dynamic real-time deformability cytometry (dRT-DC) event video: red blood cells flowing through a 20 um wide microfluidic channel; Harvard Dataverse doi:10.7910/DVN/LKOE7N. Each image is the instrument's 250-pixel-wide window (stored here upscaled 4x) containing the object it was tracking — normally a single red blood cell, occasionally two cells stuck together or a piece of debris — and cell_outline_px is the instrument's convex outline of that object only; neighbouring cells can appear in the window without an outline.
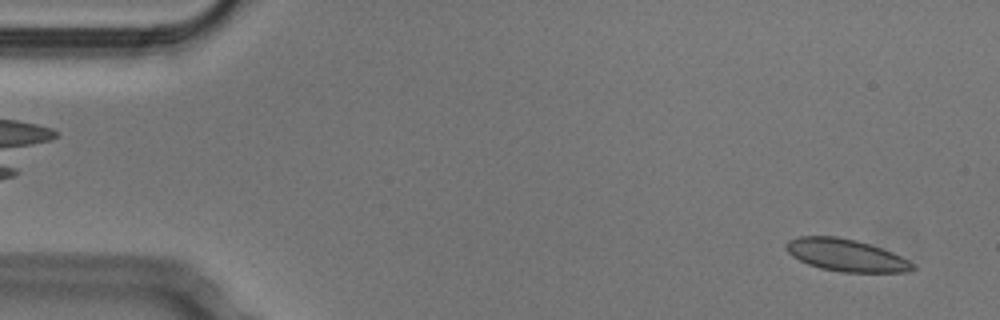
{"species": "Egyptian fruit bat (a non-hibernating species)", "species_latin": "Rousettus aegyptiacus", "temperature_condition": "cold", "stored_images_in_passage": 51, "camera_frame_rate_fps": 3000, "um_per_image_px": 0.085, "animal": {"sex": "male"}, "frame": {"image": 1, "passage_image": 2, "time_ms": 0.333, "image_size_px": [1000, 320], "cell_outline_px": [[916, 268], [904, 272], [840, 272], [820, 268], [808, 264], [792, 256], [784, 248], [784, 244], [788, 240], [800, 236], [836, 236], [856, 240], [892, 252], [916, 264]], "centroid_in_image_um": [71.88, 21.69], "position_along_channel_um": 13.1, "area_um2": 23.76}}
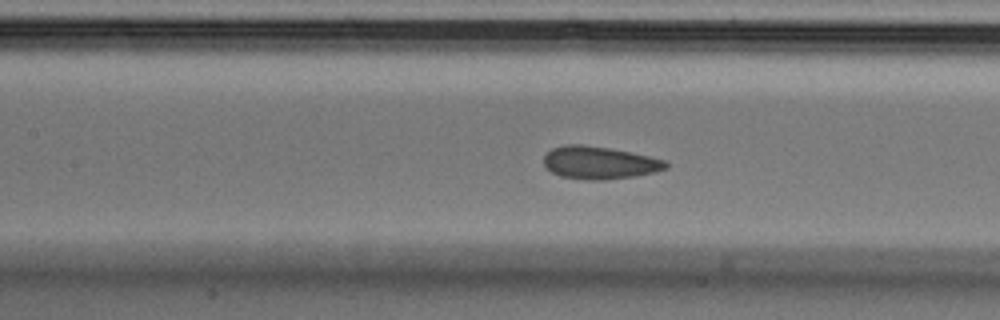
{"frame": {"image": 2, "passage_image": 22, "time_ms": 7.0, "image_size_px": [1000, 320], "cell_outline_px": [[668, 168], [656, 172], [636, 176], [604, 180], [588, 180], [560, 176], [544, 168], [544, 156], [552, 148], [564, 144], [580, 144], [608, 148], [648, 156], [664, 160], [668, 164]], "centroid_in_image_um": [50.92, 13.84], "position_along_channel_um": 156.5, "area_um2": 23.24}}
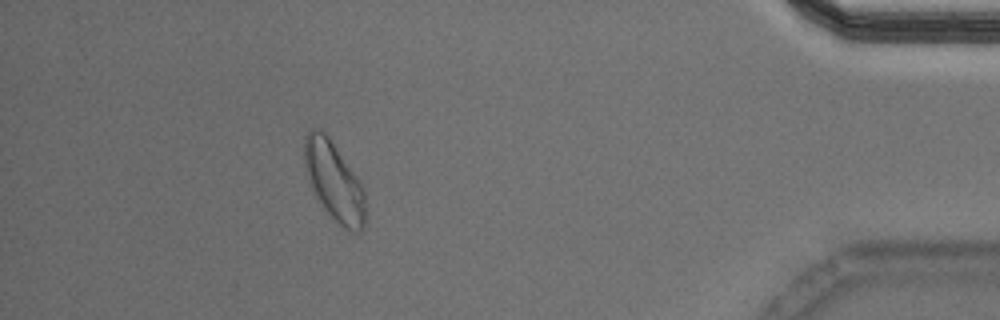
{"frame": {"image": 3, "passage_image": 46, "time_ms": 15.0, "image_size_px": [1000, 320], "cell_outline_px": [[364, 228], [360, 232], [352, 232], [344, 228], [328, 212], [316, 196], [308, 180], [304, 164], [304, 136], [312, 128], [320, 128], [328, 136], [360, 180], [364, 188]], "centroid_in_image_um": [28.39, 15.37], "position_along_channel_um": 406.8, "area_um2": 27.8}, "authors_computed_cell_mechanics": {"area_um2": 23.7558, "velocity_mm_per_s": 3.7749, "shape_relaxation_time_tau1_ms": 4.1977, "shape_relaxation_time_tau2_ms": 1.2643, "deformation_change_tau1": 0.0806, "deformation_change_tau2": 0.0442}}